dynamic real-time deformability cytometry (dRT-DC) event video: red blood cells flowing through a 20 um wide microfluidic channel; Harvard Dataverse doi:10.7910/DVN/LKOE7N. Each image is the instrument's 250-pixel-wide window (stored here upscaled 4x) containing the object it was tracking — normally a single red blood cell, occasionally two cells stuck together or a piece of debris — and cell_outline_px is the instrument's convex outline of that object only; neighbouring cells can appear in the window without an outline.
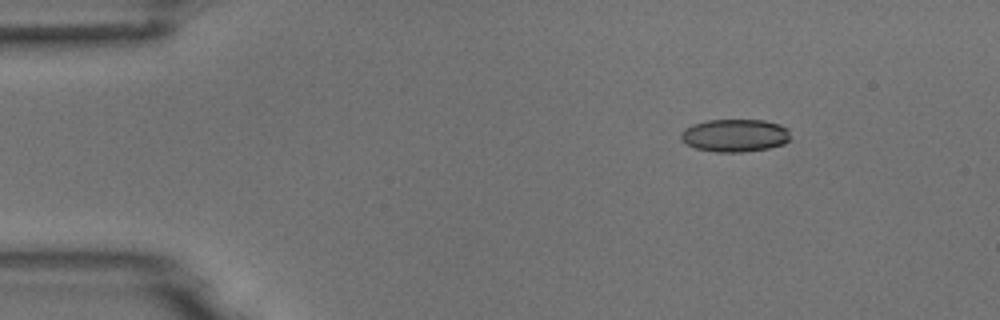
{"species": "common noctule bat (a hibernating species)", "species_latin": "Nyctalus noctula", "temperature_condition": "room temperature", "stored_images_in_passage": 5, "camera_frame_rate_fps": 3000, "um_per_image_px": 0.085, "animal": {"sex": "male", "body_mass_g": 18.8}, "frame": {"image": 1, "passage_image": 5, "time_ms": 6.333, "image_size_px": [1000, 320], "cell_outline_px": [[788, 140], [784, 144], [768, 148], [744, 152], [716, 152], [696, 148], [688, 144], [680, 136], [680, 132], [684, 128], [692, 124], [708, 120], [764, 120], [780, 124], [788, 128]], "centroid_in_image_um": [62.46, 11.5], "position_along_channel_um": 22.5, "area_um2": 20.87}}